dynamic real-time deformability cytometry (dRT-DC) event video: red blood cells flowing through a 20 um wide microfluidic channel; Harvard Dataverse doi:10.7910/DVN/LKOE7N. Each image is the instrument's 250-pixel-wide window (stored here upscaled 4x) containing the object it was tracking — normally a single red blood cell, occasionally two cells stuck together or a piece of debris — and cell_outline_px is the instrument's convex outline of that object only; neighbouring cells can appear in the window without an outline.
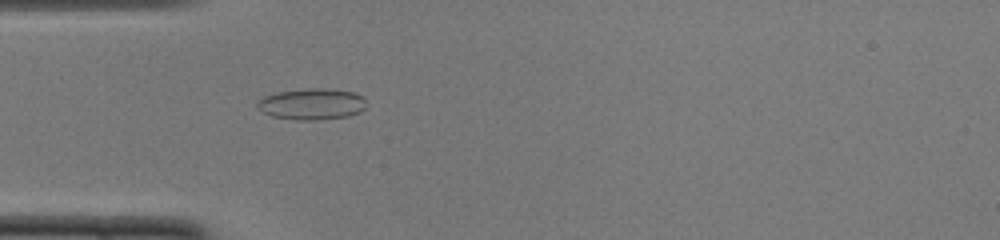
{"species": "common noctule bat (a hibernating species)", "species_latin": "Nyctalus noctula", "temperature_condition": "cold", "stored_images_in_passage": 23, "camera_frame_rate_fps": 3000, "um_per_image_px": 0.085, "animal": {"sex": "female", "body_mass_g": 22.0, "forearm_length_mm": 56.7}, "frame": {"image": 1, "passage_image": 1, "time_ms": 0.0, "image_size_px": [1000, 240], "cell_outline_px": [[364, 108], [360, 112], [348, 116], [316, 120], [296, 120], [272, 116], [264, 112], [256, 104], [264, 96], [276, 92], [308, 88], [324, 88], [356, 92], [364, 96]], "centroid_in_image_um": [26.53, 8.83], "position_along_channel_um": 58.5, "area_um2": 19.83}}
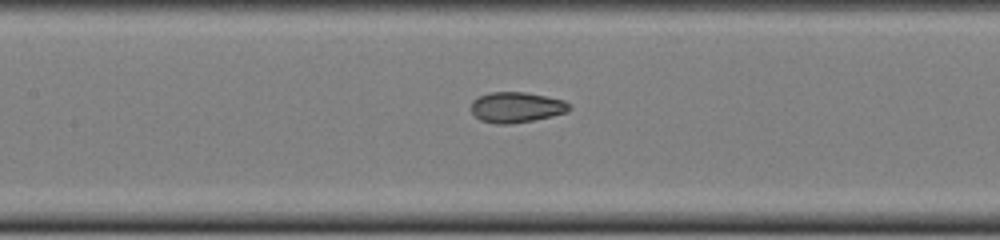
{"frame": {"image": 2, "passage_image": 9, "time_ms": 2.667, "image_size_px": [1000, 240], "cell_outline_px": [[572, 108], [568, 112], [552, 116], [512, 124], [496, 124], [480, 120], [472, 112], [472, 100], [488, 92], [524, 92], [564, 100]], "centroid_in_image_um": [43.89, 9.12], "position_along_channel_um": 163.5, "area_um2": 17.4}}
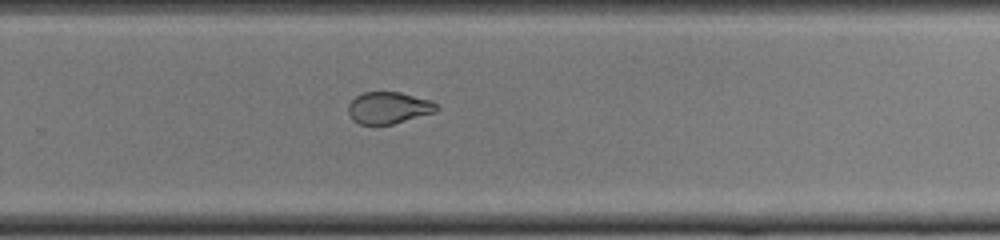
{"frame": {"image": 3, "passage_image": 19, "time_ms": 6.0, "image_size_px": [1000, 240], "cell_outline_px": [[440, 108], [436, 112], [392, 124], [360, 124], [352, 120], [348, 112], [348, 104], [356, 96], [364, 92], [400, 92], [432, 100]], "centroid_in_image_um": [33.04, 9.16], "position_along_channel_um": 296.8, "area_um2": 16.42}}